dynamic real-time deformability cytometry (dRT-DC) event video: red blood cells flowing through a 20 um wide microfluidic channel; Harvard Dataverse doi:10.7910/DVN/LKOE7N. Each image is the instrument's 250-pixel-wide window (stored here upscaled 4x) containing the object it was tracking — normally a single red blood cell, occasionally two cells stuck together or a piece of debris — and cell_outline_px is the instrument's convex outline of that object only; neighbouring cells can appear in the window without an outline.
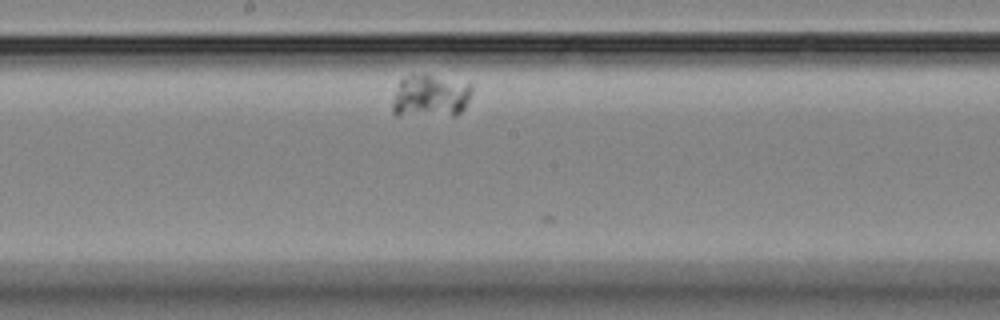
{"species": "Egyptian fruit bat (a non-hibernating species)", "species_latin": "Rousettus aegyptiacus", "temperature_condition": "room temperature", "stored_images_in_passage": 11, "camera_frame_rate_fps": 3000, "um_per_image_px": 0.085, "animal": {"sex": "female"}, "frame": {"image": 1, "passage_image": 11, "time_ms": 12.667, "image_size_px": [1000, 320], "cell_outline_px": [[472, 92], [464, 108], [456, 116], [396, 116], [392, 112], [392, 104], [400, 76], [412, 72], [428, 72], [472, 84]], "centroid_in_image_um": [36.55, 8.12], "position_along_channel_um": 211.7, "area_um2": 21.1}}